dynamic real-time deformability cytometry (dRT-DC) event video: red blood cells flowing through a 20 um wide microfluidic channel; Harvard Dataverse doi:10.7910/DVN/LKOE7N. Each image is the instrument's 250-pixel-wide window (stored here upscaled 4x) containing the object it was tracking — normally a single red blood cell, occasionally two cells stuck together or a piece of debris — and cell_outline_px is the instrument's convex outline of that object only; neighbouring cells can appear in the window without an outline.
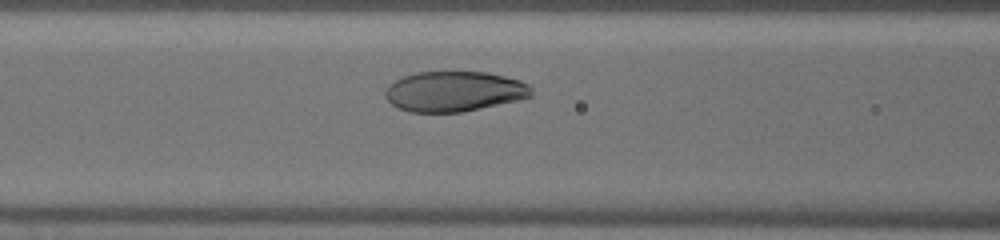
{"species": "human", "species_latin": "Homo sapiens", "temperature_condition": "warm", "stored_images_in_passage": 32, "camera_frame_rate_fps": 3000, "um_per_image_px": 0.085, "donor": {"sex": "male"}, "frame": {"image": 1, "passage_image": 14, "time_ms": 4.333, "image_size_px": [1000, 240], "cell_outline_px": [[532, 96], [516, 100], [464, 112], [408, 112], [392, 104], [384, 96], [384, 92], [388, 84], [404, 76], [416, 72], [488, 72], [520, 80], [528, 84], [532, 88]], "centroid_in_image_um": [38.59, 7.77], "position_along_channel_um": 128.0, "area_um2": 34.28}}
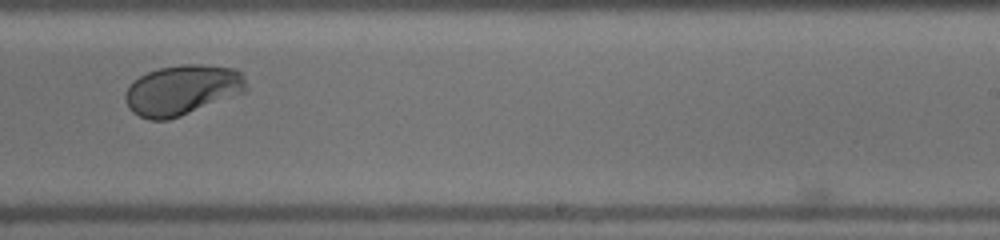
{"frame": {"image": 2, "passage_image": 24, "time_ms": 7.667, "image_size_px": [1000, 240], "cell_outline_px": [[248, 92], [180, 116], [168, 120], [148, 120], [132, 112], [128, 108], [124, 96], [128, 88], [140, 76], [148, 72], [160, 68], [180, 64], [204, 64], [236, 68], [244, 72], [248, 84]], "centroid_in_image_um": [15.58, 7.64], "position_along_channel_um": 273.4, "area_um2": 35.89}}
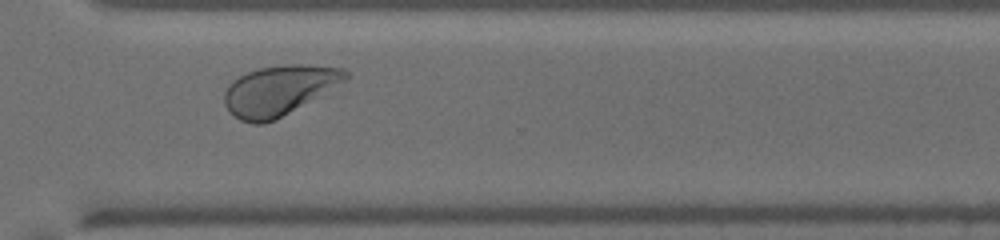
{"frame": {"image": 3, "passage_image": 29, "time_ms": 9.333, "image_size_px": [1000, 240], "cell_outline_px": [[348, 80], [276, 120], [264, 124], [252, 124], [240, 120], [224, 104], [224, 92], [228, 84], [232, 80], [248, 72], [260, 68], [288, 64], [304, 64], [344, 68], [348, 72]], "centroid_in_image_um": [23.73, 7.68], "position_along_channel_um": 346.9, "area_um2": 35.26}}